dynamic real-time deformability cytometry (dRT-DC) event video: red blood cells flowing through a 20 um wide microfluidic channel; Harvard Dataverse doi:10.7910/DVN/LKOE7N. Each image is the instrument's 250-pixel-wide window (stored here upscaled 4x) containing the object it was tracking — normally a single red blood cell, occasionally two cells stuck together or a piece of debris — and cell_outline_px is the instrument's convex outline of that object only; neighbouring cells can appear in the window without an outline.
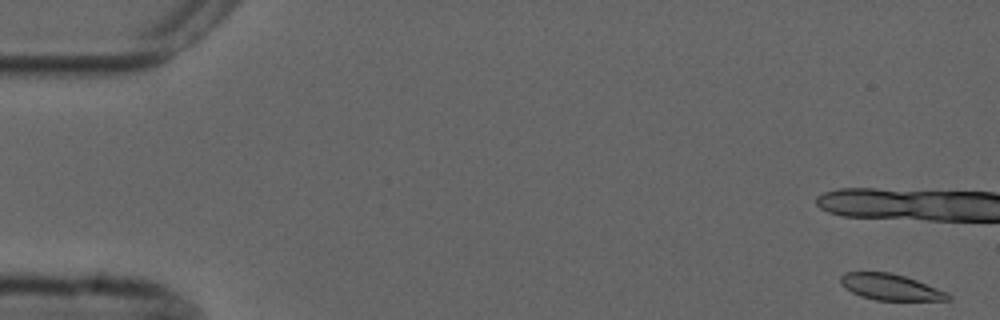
{"species": "common noctule bat (a hibernating species)", "species_latin": "Nyctalus noctula", "temperature_condition": "cold", "stored_images_in_passage": 4, "camera_frame_rate_fps": 3000, "um_per_image_px": 0.085, "animal": {"sex": "male", "forearm_length_mm": 52.5}, "frame": {"image": 1, "passage_image": 1, "time_ms": 0.0, "image_size_px": [1000, 320], "cell_outline_px": [[952, 296], [948, 300], [876, 300], [860, 296], [844, 288], [840, 284], [840, 276], [844, 272], [888, 272], [904, 276], [916, 280], [948, 292]], "centroid_in_image_um": [75.66, 24.4], "position_along_channel_um": 9.3, "area_um2": 16.36}}